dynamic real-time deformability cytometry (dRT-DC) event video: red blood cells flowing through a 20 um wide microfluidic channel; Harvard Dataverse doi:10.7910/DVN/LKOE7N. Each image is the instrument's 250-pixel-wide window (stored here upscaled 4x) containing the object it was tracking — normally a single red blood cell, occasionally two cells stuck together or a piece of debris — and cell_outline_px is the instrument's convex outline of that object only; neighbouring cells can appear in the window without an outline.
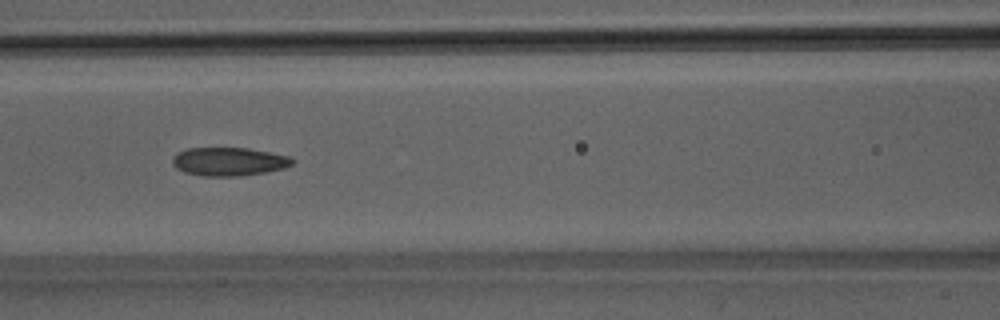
{"species": "Egyptian fruit bat (a non-hibernating species)", "species_latin": "Rousettus aegyptiacus", "temperature_condition": "room temperature", "stored_images_in_passage": 51, "camera_frame_rate_fps": 3000, "um_per_image_px": 0.085, "animal": {"sex": "male"}, "frame": {"image": 1, "passage_image": 23, "time_ms": 7.333, "image_size_px": [1000, 320], "cell_outline_px": [[296, 160], [292, 164], [284, 168], [268, 172], [240, 176], [200, 176], [184, 172], [176, 168], [172, 164], [172, 156], [176, 152], [188, 148], [248, 148], [292, 156]], "centroid_in_image_um": [19.46, 13.73], "position_along_channel_um": 147.1, "area_um2": 20.23}}
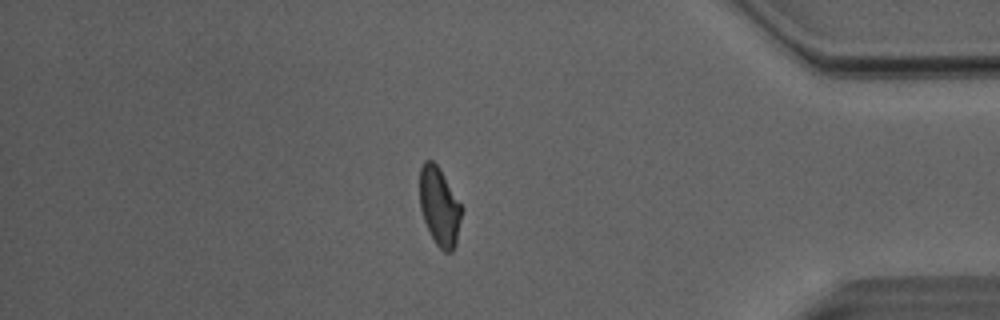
{"frame": {"image": 2, "passage_image": 44, "time_ms": 14.333, "image_size_px": [1000, 320], "cell_outline_px": [[464, 208], [456, 244], [452, 252], [444, 252], [436, 244], [424, 220], [420, 208], [420, 168], [424, 160], [432, 160], [440, 168]], "centroid_in_image_um": [37.38, 17.54], "position_along_channel_um": 397.8, "area_um2": 19.36}}
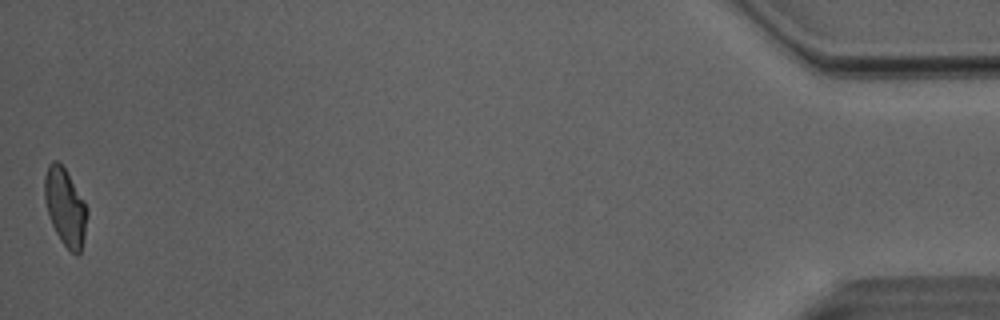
{"frame": {"image": 3, "passage_image": 51, "time_ms": 16.667, "image_size_px": [1000, 320], "cell_outline_px": [[88, 216], [84, 236], [80, 252], [76, 256], [60, 240], [52, 224], [48, 212], [44, 196], [44, 176], [48, 164], [52, 160], [56, 160], [64, 168], [84, 200], [88, 208]], "centroid_in_image_um": [5.55, 17.59], "position_along_channel_um": 429.7, "area_um2": 19.02}, "authors_computed_cell_mechanics": {"area_um2": 20.23, "velocity_mm_per_s": 4.062, "shape_relaxation_time_tau1_ms": 8.2883, "shape_relaxation_time_tau2_ms": 2.2266, "deformation_change_tau1": 0.1888, "deformation_change_tau2": 0.0948}}